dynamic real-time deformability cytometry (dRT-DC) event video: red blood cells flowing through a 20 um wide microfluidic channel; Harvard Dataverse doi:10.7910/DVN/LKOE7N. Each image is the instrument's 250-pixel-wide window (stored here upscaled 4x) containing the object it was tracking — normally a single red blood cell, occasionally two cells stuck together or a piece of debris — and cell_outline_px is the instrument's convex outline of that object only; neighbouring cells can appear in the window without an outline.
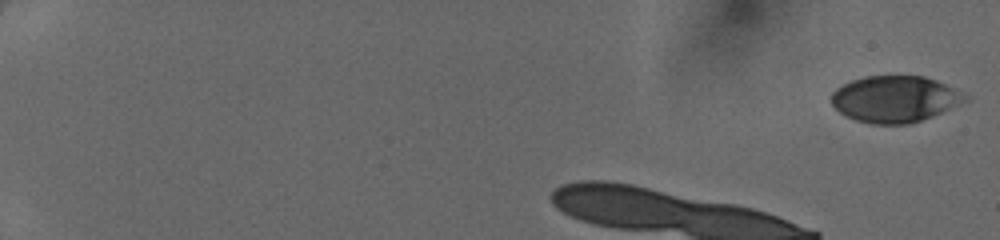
{"species": "human", "species_latin": "Homo sapiens", "temperature_condition": "cold", "stored_images_in_passage": 10, "camera_frame_rate_fps": 3000, "um_per_image_px": 0.085, "donor": {"sex": "female"}, "frame": {"image": 1, "passage_image": 1, "time_ms": 0.0, "image_size_px": [1000, 240], "cell_outline_px": [[972, 96], [968, 100], [932, 116], [908, 124], [872, 124], [856, 120], [840, 112], [832, 104], [832, 92], [836, 88], [852, 80], [864, 76], [924, 76], [936, 80]], "centroid_in_image_um": [76.09, 8.41], "position_along_channel_um": 8.9, "area_um2": 36.07}}